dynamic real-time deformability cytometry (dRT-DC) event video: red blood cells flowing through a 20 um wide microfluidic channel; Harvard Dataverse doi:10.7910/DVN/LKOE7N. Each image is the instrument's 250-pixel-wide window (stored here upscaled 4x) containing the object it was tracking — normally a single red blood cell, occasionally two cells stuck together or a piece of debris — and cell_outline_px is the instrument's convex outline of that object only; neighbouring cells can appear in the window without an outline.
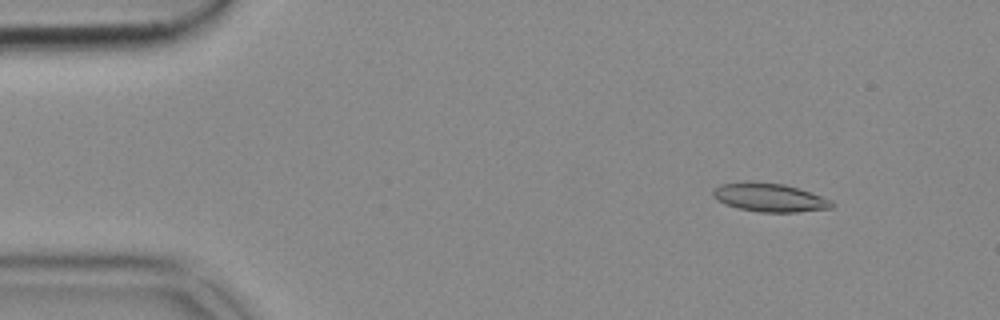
{"species": "common noctule bat (a hibernating species)", "species_latin": "Nyctalus noctula", "temperature_condition": "cold", "stored_images_in_passage": 52, "camera_frame_rate_fps": 3000, "um_per_image_px": 0.085, "animal": {"sex": "female", "body_mass_g": 18.4}, "frame": {"image": 1, "passage_image": 6, "time_ms": 1.667, "image_size_px": [1000, 320], "cell_outline_px": [[836, 204], [832, 208], [796, 212], [760, 212], [736, 208], [724, 204], [716, 200], [712, 196], [712, 188], [720, 184], [744, 180], [752, 180], [784, 184], [832, 200]], "centroid_in_image_um": [65.32, 16.77], "position_along_channel_um": 19.7, "area_um2": 20.17}}
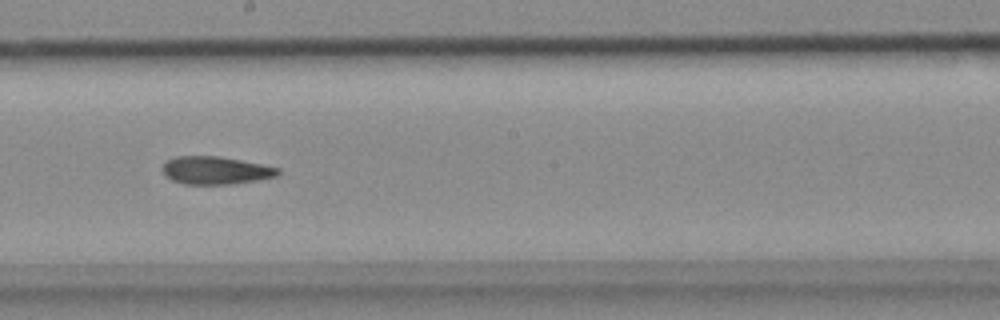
{"frame": {"image": 2, "passage_image": 29, "time_ms": 9.333, "image_size_px": [1000, 320], "cell_outline_px": [[280, 172], [276, 176], [256, 180], [232, 184], [184, 184], [172, 180], [160, 168], [168, 160], [176, 156], [216, 156], [240, 160], [280, 168]], "centroid_in_image_um": [18.31, 14.48], "position_along_channel_um": 229.9, "area_um2": 18.5}}
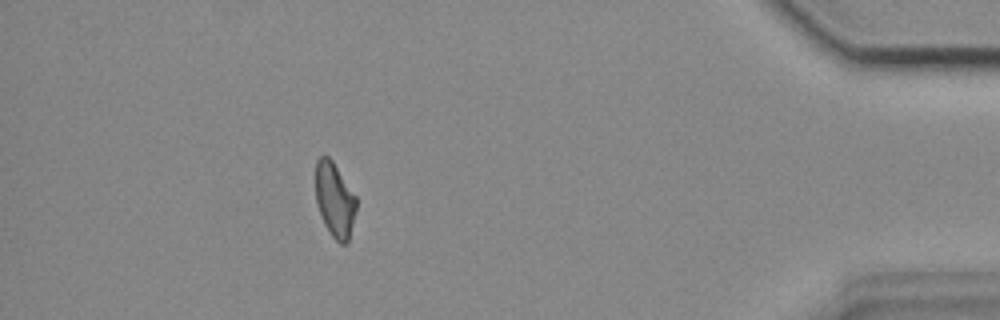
{"frame": {"image": 3, "passage_image": 47, "time_ms": 15.333, "image_size_px": [1000, 320], "cell_outline_px": [[356, 212], [348, 244], [340, 244], [328, 232], [324, 224], [316, 204], [316, 160], [320, 156], [328, 156], [332, 160], [356, 196]], "centroid_in_image_um": [28.45, 17.02], "position_along_channel_um": 406.7, "area_um2": 17.86}}